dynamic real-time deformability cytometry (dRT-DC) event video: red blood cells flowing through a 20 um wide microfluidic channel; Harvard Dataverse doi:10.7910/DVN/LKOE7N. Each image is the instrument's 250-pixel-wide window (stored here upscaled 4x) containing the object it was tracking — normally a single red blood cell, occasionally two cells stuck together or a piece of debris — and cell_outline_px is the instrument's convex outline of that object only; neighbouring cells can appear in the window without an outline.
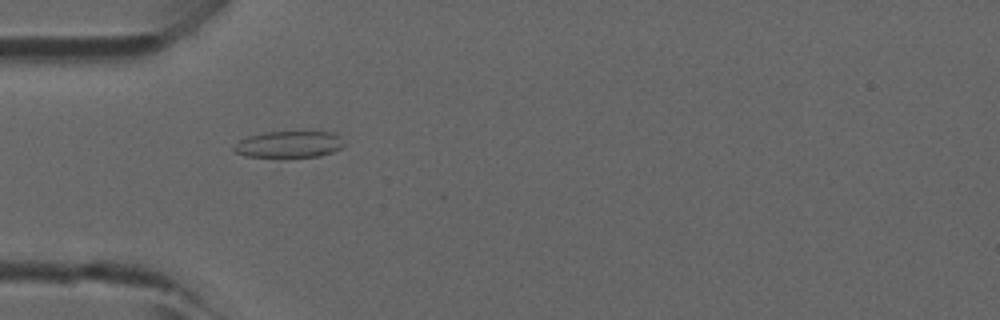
{"species": "common noctule bat (a hibernating species)", "species_latin": "Nyctalus noctula", "temperature_condition": "room temperature", "stored_images_in_passage": 6, "camera_frame_rate_fps": 3000, "um_per_image_px": 0.085, "animal": {"sex": "male", "forearm_length_mm": 52.5}, "frame": {"image": 1, "passage_image": 4, "time_ms": 1.0, "image_size_px": [1000, 320], "cell_outline_px": [[348, 144], [332, 152], [320, 156], [244, 156], [232, 152], [232, 148], [240, 140], [248, 136], [264, 132], [332, 132], [340, 136]], "centroid_in_image_um": [24.58, 12.26], "position_along_channel_um": 60.4, "area_um2": 16.99}}
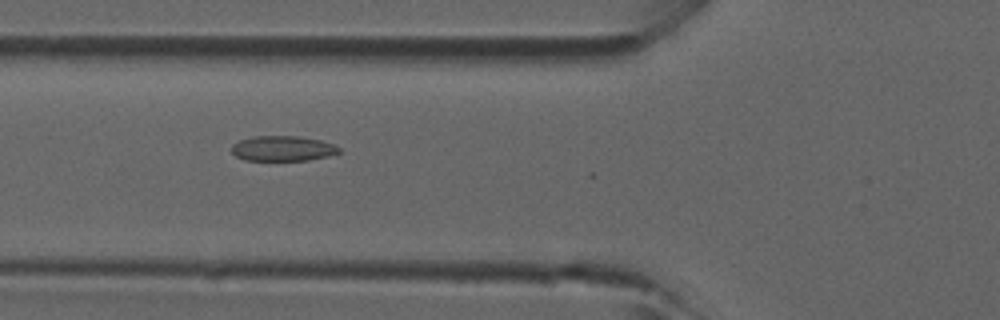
{"frame": {"image": 2, "passage_image": 5, "time_ms": 1.333, "image_size_px": [1000, 320], "cell_outline_px": [[340, 152], [328, 156], [308, 160], [244, 160], [236, 156], [232, 152], [232, 144], [240, 140], [252, 136], [296, 136], [320, 140], [332, 144], [340, 148]], "centroid_in_image_um": [24.01, 12.62], "position_along_channel_um": 101.8, "area_um2": 15.66}}
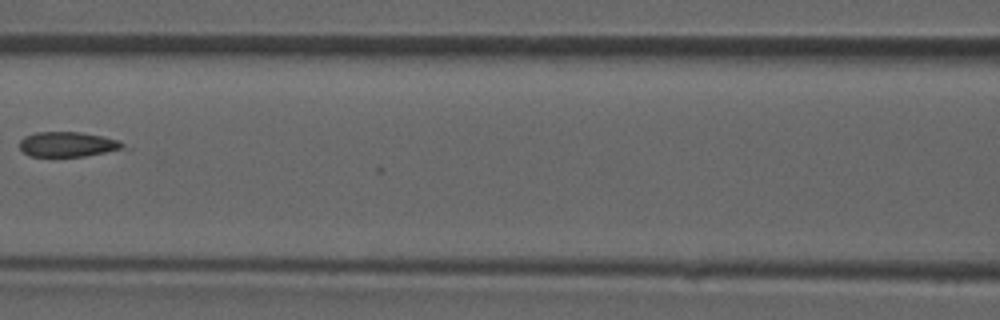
{"frame": {"image": 3, "passage_image": 6, "time_ms": 1.667, "image_size_px": [1000, 320], "cell_outline_px": [[124, 144], [120, 148], [104, 152], [84, 156], [28, 156], [20, 148], [20, 140], [24, 136], [36, 132], [80, 132], [120, 140]], "centroid_in_image_um": [5.68, 12.26], "position_along_channel_um": 160.9, "area_um2": 14.74}}